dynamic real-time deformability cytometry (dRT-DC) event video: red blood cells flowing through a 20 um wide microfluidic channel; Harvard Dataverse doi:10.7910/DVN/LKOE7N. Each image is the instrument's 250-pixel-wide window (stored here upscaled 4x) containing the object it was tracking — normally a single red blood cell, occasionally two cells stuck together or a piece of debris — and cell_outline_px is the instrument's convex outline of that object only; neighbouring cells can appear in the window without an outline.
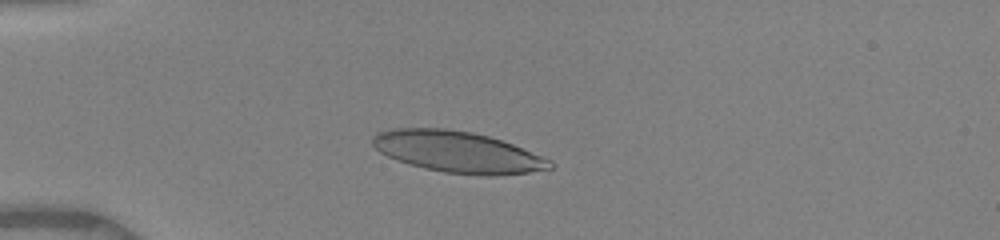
{"species": "human", "species_latin": "Homo sapiens", "temperature_condition": "warm", "stored_images_in_passage": 19, "camera_frame_rate_fps": 3000, "um_per_image_px": 0.085, "donor": {"sex": "female"}, "frame": {"image": 1, "passage_image": 3, "time_ms": 1.0, "image_size_px": [1000, 240], "cell_outline_px": [[552, 168], [528, 172], [492, 176], [480, 176], [444, 172], [424, 168], [408, 164], [388, 156], [380, 152], [372, 144], [372, 136], [376, 132], [392, 128], [444, 128], [472, 132], [488, 136], [512, 144], [552, 160]], "centroid_in_image_um": [38.87, 12.91], "position_along_channel_um": 46.1, "area_um2": 42.6}}
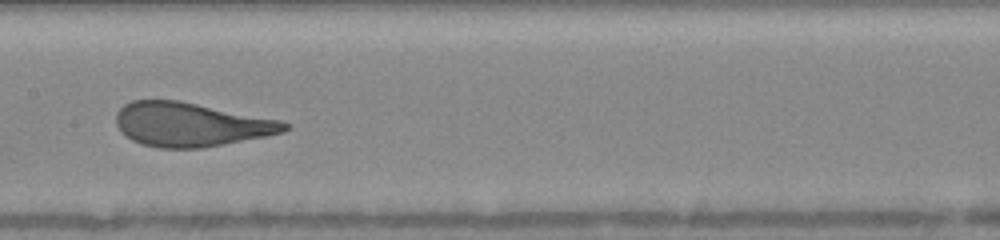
{"frame": {"image": 2, "passage_image": 12, "time_ms": 5.333, "image_size_px": [1000, 240], "cell_outline_px": [[288, 128], [284, 132], [268, 136], [204, 148], [156, 148], [140, 144], [132, 140], [120, 132], [116, 124], [116, 112], [124, 104], [132, 100], [180, 100], [280, 120], [288, 124]], "centroid_in_image_um": [16.18, 10.59], "position_along_channel_um": 191.2, "area_um2": 43.47}}
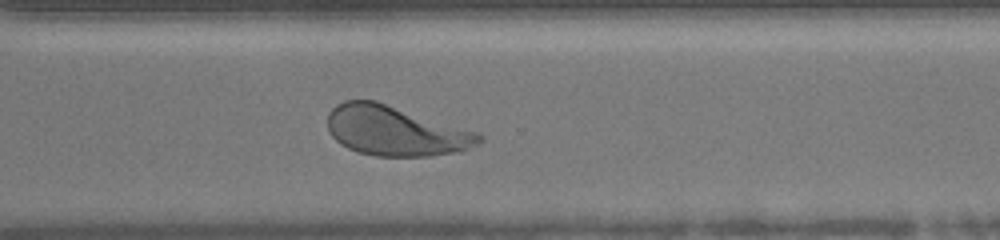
{"frame": {"image": 3, "passage_image": 19, "time_ms": 9.0, "image_size_px": [1000, 240], "cell_outline_px": [[484, 140], [460, 152], [432, 156], [376, 156], [360, 152], [348, 148], [340, 144], [332, 136], [328, 128], [328, 112], [336, 104], [344, 100], [376, 100], [476, 132], [484, 136]], "centroid_in_image_um": [33.59, 11.12], "position_along_channel_um": 337.0, "area_um2": 43.93}}